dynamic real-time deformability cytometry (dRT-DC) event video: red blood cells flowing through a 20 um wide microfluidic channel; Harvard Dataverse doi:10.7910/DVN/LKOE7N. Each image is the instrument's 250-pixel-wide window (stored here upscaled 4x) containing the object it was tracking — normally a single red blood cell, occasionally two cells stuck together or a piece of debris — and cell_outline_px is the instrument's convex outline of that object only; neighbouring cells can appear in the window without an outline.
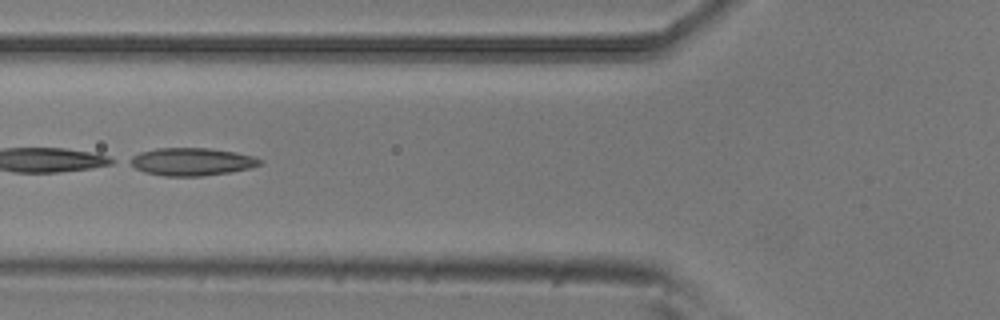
{"species": "common noctule bat (a hibernating species)", "species_latin": "Nyctalus noctula", "temperature_condition": "room temperature", "stored_images_in_passage": 32, "camera_frame_rate_fps": 3000, "um_per_image_px": 0.085, "animal": {"sex": "male", "body_mass_g": 20.5, "forearm_length_mm": 52.5}, "frame": {"image": 1, "passage_image": 14, "time_ms": 4.333, "image_size_px": [1000, 320], "cell_outline_px": [[264, 160], [260, 164], [252, 168], [232, 172], [200, 176], [164, 176], [144, 172], [128, 164], [124, 160], [140, 152], [156, 148], [208, 148], [236, 152], [252, 156]], "centroid_in_image_um": [16.26, 13.74], "position_along_channel_um": 109.5, "area_um2": 21.27}}
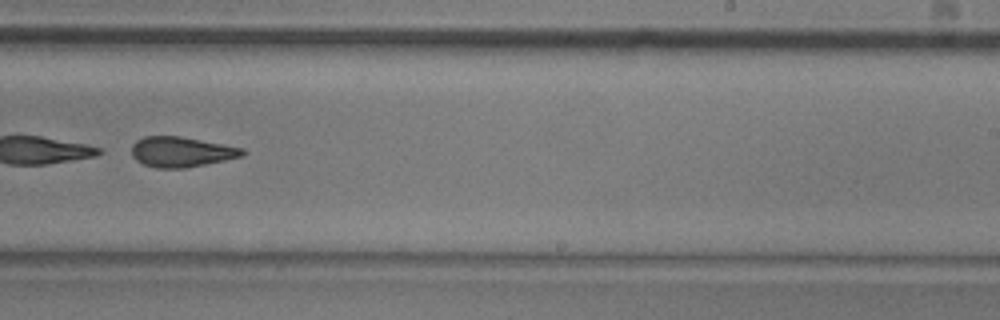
{"frame": {"image": 2, "passage_image": 27, "time_ms": 8.667, "image_size_px": [1000, 320], "cell_outline_px": [[248, 152], [244, 156], [184, 168], [156, 168], [144, 164], [136, 160], [132, 156], [132, 144], [136, 140], [144, 136], [180, 136], [244, 148]], "centroid_in_image_um": [15.42, 12.9], "position_along_channel_um": 273.6, "area_um2": 19.54}}